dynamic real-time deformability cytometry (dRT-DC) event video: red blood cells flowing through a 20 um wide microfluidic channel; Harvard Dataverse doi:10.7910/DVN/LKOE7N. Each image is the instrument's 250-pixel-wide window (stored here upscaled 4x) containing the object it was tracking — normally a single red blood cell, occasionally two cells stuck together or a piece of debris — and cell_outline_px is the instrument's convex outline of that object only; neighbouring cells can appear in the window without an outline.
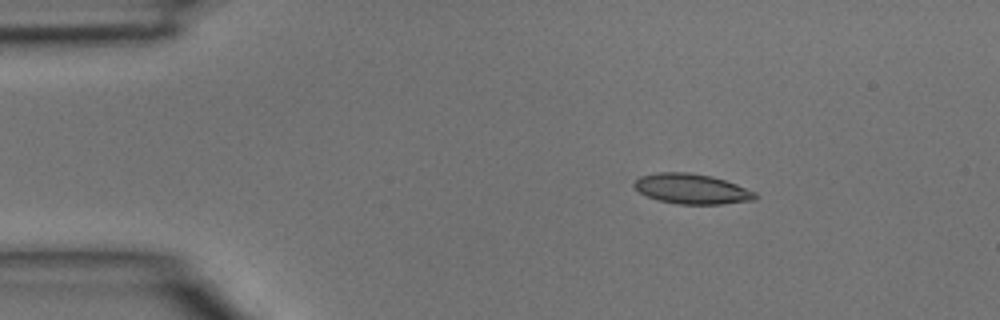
{"species": "common noctule bat (a hibernating species)", "species_latin": "Nyctalus noctula", "temperature_condition": "room temperature", "stored_images_in_passage": 3, "camera_frame_rate_fps": 3000, "um_per_image_px": 0.085, "animal": {"sex": "male", "body_mass_g": 15.6}, "frame": {"image": 1, "passage_image": 1, "time_ms": 0.0, "image_size_px": [1000, 320], "cell_outline_px": [[756, 200], [720, 204], [676, 204], [660, 200], [648, 196], [640, 192], [632, 184], [640, 176], [656, 172], [688, 172], [712, 176], [736, 184], [756, 192]], "centroid_in_image_um": [58.8, 16.05], "position_along_channel_um": 26.2, "area_um2": 21.15}}
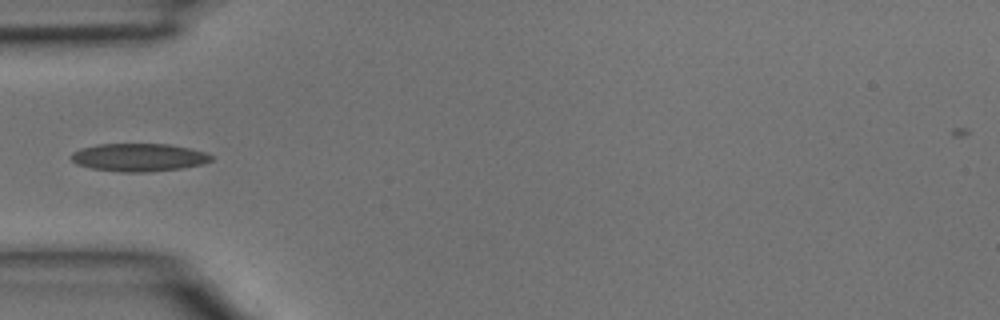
{"frame": {"image": 2, "passage_image": 3, "time_ms": 0.667, "image_size_px": [1000, 320], "cell_outline_px": [[212, 160], [204, 164], [184, 168], [152, 172], [120, 172], [92, 168], [76, 164], [68, 156], [72, 152], [80, 148], [100, 144], [168, 144], [188, 148], [204, 152], [212, 156]], "centroid_in_image_um": [11.78, 13.39], "position_along_channel_um": 73.2, "area_um2": 22.95}}